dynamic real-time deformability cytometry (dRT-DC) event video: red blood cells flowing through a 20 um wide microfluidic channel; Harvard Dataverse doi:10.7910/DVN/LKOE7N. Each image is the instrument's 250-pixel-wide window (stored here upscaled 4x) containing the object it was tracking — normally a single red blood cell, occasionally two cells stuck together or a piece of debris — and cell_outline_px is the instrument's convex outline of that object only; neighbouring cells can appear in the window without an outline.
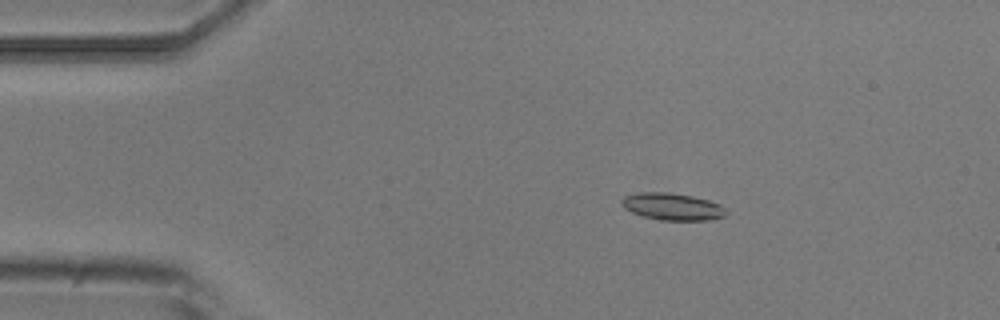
{"species": "common noctule bat (a hibernating species)", "species_latin": "Nyctalus noctula", "temperature_condition": "room temperature", "stored_images_in_passage": 3, "camera_frame_rate_fps": 3000, "um_per_image_px": 0.085, "animal": {"sex": "male", "body_mass_g": 20.5, "forearm_length_mm": 52.5}, "frame": {"image": 1, "passage_image": 2, "time_ms": 1.0, "image_size_px": [1000, 320], "cell_outline_px": [[728, 212], [724, 216], [708, 220], [660, 220], [644, 216], [632, 212], [624, 208], [620, 204], [620, 200], [624, 196], [640, 192], [668, 192], [692, 196], [708, 200], [720, 204]], "centroid_in_image_um": [57.13, 17.55], "position_along_channel_um": 27.9, "area_um2": 16.47}}